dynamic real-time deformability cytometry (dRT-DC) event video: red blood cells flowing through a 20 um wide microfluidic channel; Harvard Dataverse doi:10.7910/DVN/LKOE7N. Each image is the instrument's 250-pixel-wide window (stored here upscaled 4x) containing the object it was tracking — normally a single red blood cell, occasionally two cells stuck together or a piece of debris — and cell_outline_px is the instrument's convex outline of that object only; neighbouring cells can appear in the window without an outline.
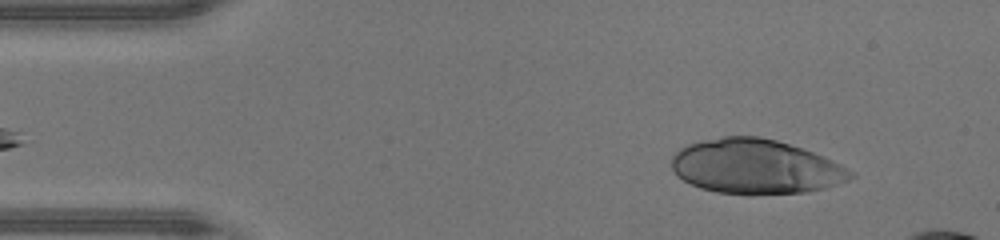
{"species": "human", "species_latin": "Homo sapiens", "temperature_condition": "warm", "stored_images_in_passage": 12, "camera_frame_rate_fps": 3000, "um_per_image_px": 0.085, "donor": {"sex": "male"}, "frame": {"image": 1, "passage_image": 1, "time_ms": 0.0, "image_size_px": [1000, 240], "cell_outline_px": [[856, 176], [848, 180], [824, 188], [808, 192], [752, 196], [748, 196], [716, 192], [700, 188], [676, 176], [672, 168], [672, 156], [680, 148], [688, 144], [724, 136], [756, 136], [776, 140], [824, 156], [856, 172]], "centroid_in_image_um": [64.24, 14.19], "position_along_channel_um": 20.8, "area_um2": 57.4}}